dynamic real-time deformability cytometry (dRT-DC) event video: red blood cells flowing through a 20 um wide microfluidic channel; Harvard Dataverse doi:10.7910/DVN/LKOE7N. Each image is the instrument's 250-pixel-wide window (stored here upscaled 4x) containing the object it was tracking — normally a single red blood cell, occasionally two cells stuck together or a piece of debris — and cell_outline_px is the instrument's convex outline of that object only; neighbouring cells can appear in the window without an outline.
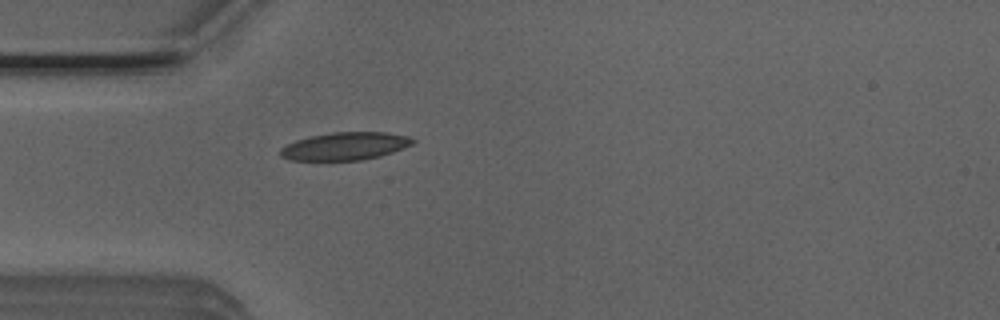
{"species": "Egyptian fruit bat (a non-hibernating species)", "species_latin": "Rousettus aegyptiacus", "temperature_condition": "room temperature", "stored_images_in_passage": 37, "camera_frame_rate_fps": 3000, "um_per_image_px": 0.085, "animal": {"sex": "male"}, "frame": {"image": 1, "passage_image": 1, "time_ms": 0.0, "image_size_px": [1000, 320], "cell_outline_px": [[416, 140], [412, 144], [404, 148], [380, 156], [360, 160], [288, 160], [280, 156], [280, 148], [296, 140], [312, 136], [332, 132], [384, 132], [408, 136]], "centroid_in_image_um": [29.33, 12.42], "position_along_channel_um": 55.7, "area_um2": 21.33}}
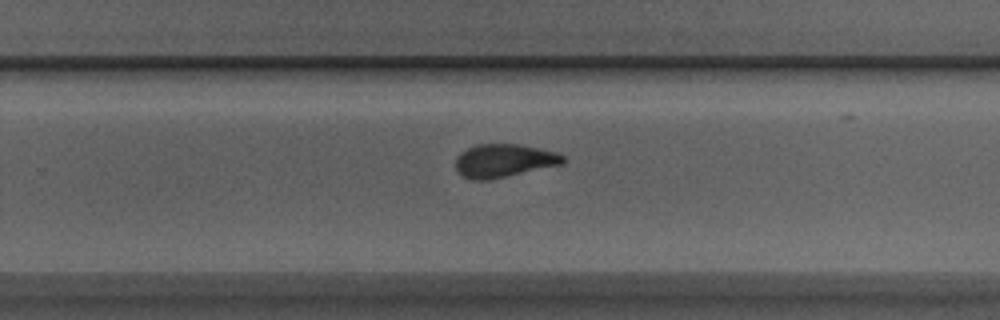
{"frame": {"image": 2, "passage_image": 19, "time_ms": 6.0, "image_size_px": [1000, 320], "cell_outline_px": [[568, 160], [564, 164], [488, 180], [472, 180], [456, 172], [456, 156], [460, 152], [476, 144], [520, 144], [556, 152], [564, 156]], "centroid_in_image_um": [42.84, 13.65], "position_along_channel_um": 287.0, "area_um2": 20.98}}
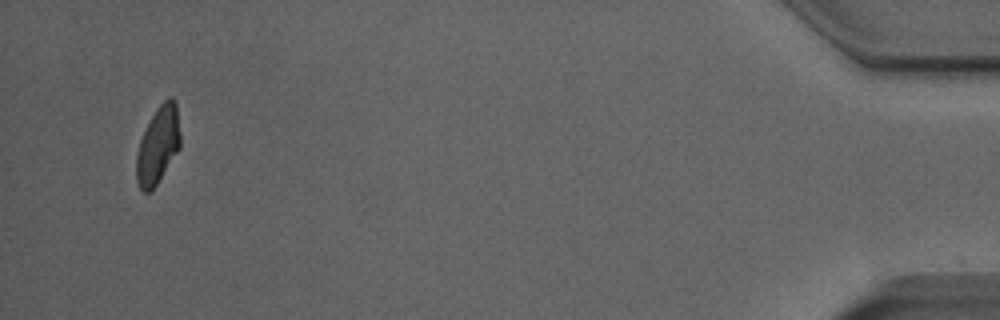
{"frame": {"image": 3, "passage_image": 36, "time_ms": 11.667, "image_size_px": [1000, 320], "cell_outline_px": [[180, 148], [152, 192], [144, 192], [140, 188], [136, 180], [136, 156], [140, 140], [156, 108], [168, 96], [172, 96], [176, 100], [180, 136]], "centroid_in_image_um": [13.44, 12.34], "position_along_channel_um": 421.8, "area_um2": 19.83}, "authors_computed_cell_mechanics": {"area_um2": 21.0392, "velocity_mm_per_s": 3.9276, "shape_relaxation_time_tau1_ms": 7.8929, "shape_relaxation_time_tau2_ms": 1.6856, "deformation_change_tau1": 0.2042, "deformation_change_tau2": 0.0716}}